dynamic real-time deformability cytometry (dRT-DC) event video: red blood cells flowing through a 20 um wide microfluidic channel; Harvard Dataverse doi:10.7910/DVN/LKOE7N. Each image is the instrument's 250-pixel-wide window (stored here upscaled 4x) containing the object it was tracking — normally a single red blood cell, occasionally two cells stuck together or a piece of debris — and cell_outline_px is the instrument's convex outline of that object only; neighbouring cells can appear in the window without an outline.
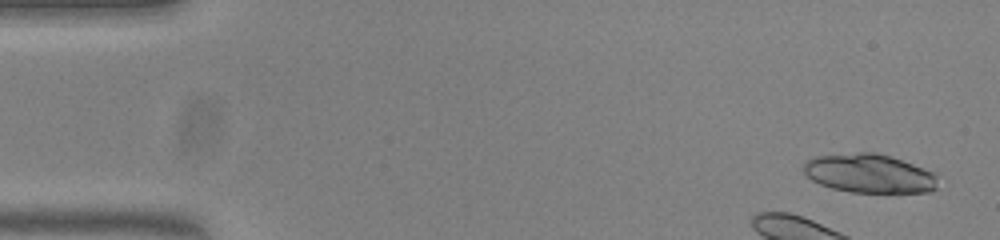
{"species": "common noctule bat (a hibernating species)", "species_latin": "Nyctalus noctula", "temperature_condition": "warm", "stored_images_in_passage": 11, "camera_frame_rate_fps": 3000, "um_per_image_px": 0.085, "animal": {"sex": "female", "body_mass_g": 23.0, "forearm_length_mm": 53.4}, "frame": {"image": 1, "passage_image": 1, "time_ms": 0.0, "image_size_px": [1000, 240], "cell_outline_px": [[936, 188], [932, 192], [852, 192], [832, 188], [820, 184], [812, 180], [804, 172], [804, 164], [808, 160], [816, 156], [860, 152], [876, 152], [912, 164], [932, 172], [936, 176]], "centroid_in_image_um": [73.87, 14.75], "position_along_channel_um": 11.1, "area_um2": 30.0}}